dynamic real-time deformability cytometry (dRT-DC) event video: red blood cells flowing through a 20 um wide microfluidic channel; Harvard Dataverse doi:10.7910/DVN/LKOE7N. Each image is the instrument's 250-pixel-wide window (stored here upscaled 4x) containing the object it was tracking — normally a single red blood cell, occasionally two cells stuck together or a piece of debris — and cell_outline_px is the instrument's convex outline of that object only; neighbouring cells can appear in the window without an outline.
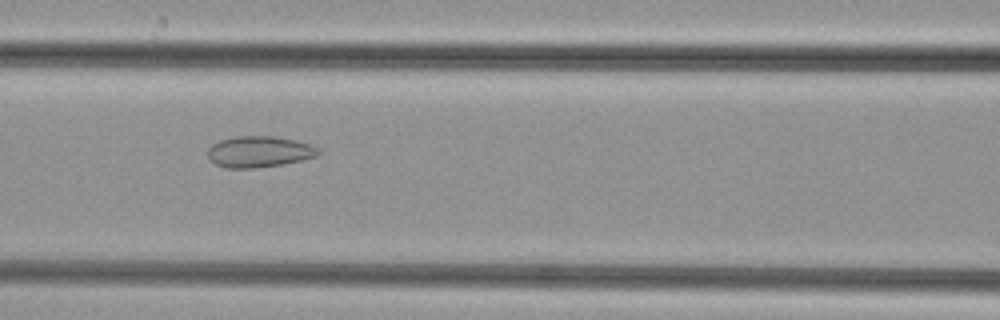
{"species": "common noctule bat (a hibernating species)", "species_latin": "Nyctalus noctula", "temperature_condition": "cold", "stored_images_in_passage": 50, "camera_frame_rate_fps": 3000, "um_per_image_px": 0.085, "animal": {"sex": "female", "body_mass_g": 29.2, "forearm_length_mm": 56.3}, "frame": {"image": 1, "passage_image": 22, "time_ms": 7.0, "image_size_px": [1000, 320], "cell_outline_px": [[320, 152], [316, 156], [284, 164], [256, 168], [224, 168], [208, 160], [208, 148], [212, 144], [220, 140], [236, 136], [276, 136], [296, 140], [308, 144], [316, 148]], "centroid_in_image_um": [21.97, 12.9], "position_along_channel_um": 144.6, "area_um2": 20.11}}
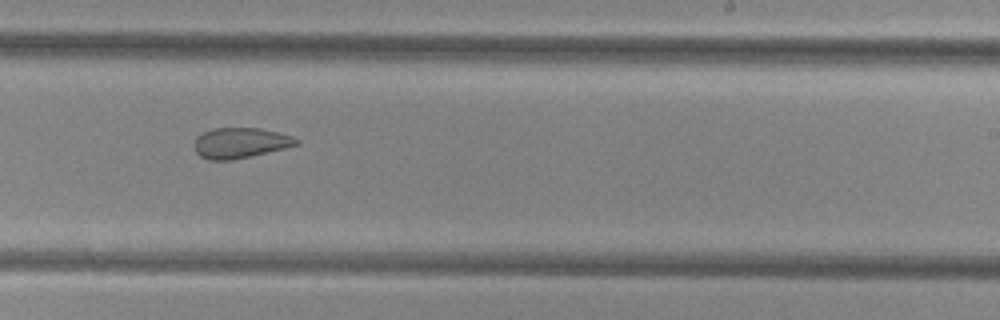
{"frame": {"image": 2, "passage_image": 31, "time_ms": 10.0, "image_size_px": [1000, 320], "cell_outline_px": [[300, 144], [252, 156], [232, 160], [208, 160], [200, 156], [196, 152], [192, 144], [196, 136], [212, 128], [260, 128], [292, 136], [300, 140]], "centroid_in_image_um": [20.39, 12.15], "position_along_channel_um": 268.6, "area_um2": 18.26}}
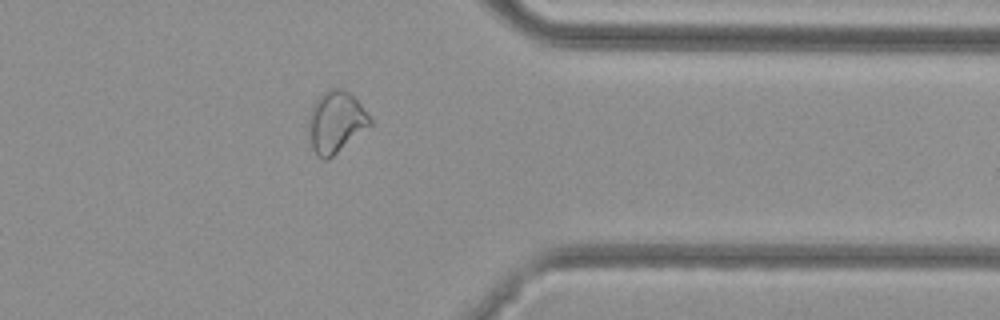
{"frame": {"image": 3, "passage_image": 40, "time_ms": 13.0, "image_size_px": [1000, 320], "cell_outline_px": [[372, 124], [328, 160], [324, 160], [316, 156], [312, 148], [308, 124], [308, 116], [312, 104], [328, 88], [344, 88], [360, 104], [372, 120]], "centroid_in_image_um": [28.52, 10.37], "position_along_channel_um": 382.9, "area_um2": 21.96}}